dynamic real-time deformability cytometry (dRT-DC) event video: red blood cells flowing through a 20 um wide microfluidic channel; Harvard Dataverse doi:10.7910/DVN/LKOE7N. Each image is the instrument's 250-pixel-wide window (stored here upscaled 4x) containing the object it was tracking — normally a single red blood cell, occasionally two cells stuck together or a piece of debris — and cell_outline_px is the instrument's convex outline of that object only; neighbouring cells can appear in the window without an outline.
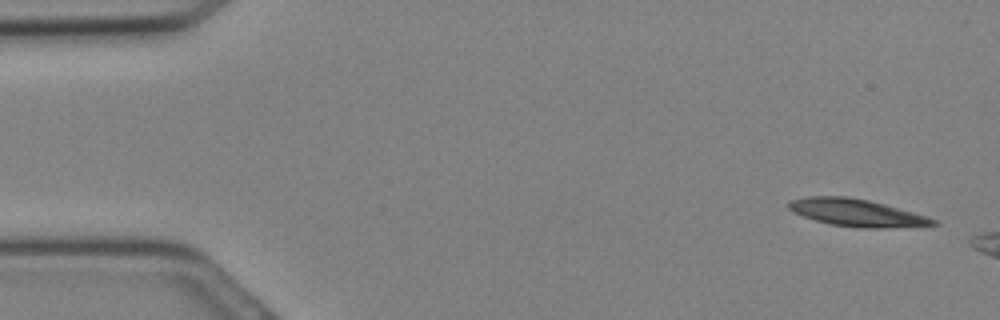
{"species": "Egyptian fruit bat (a non-hibernating species)", "species_latin": "Rousettus aegyptiacus", "temperature_condition": "cold", "stored_images_in_passage": 6, "camera_frame_rate_fps": 3000, "um_per_image_px": 0.085, "animal": {"sex": "female"}, "frame": {"image": 1, "passage_image": 2, "time_ms": 0.333, "image_size_px": [1000, 320], "cell_outline_px": [[940, 224], [880, 228], [860, 228], [828, 224], [792, 212], [788, 208], [788, 200], [808, 196], [848, 196], [868, 200], [884, 204], [928, 216], [936, 220]], "centroid_in_image_um": [72.77, 18.07], "position_along_channel_um": 12.2, "area_um2": 22.95}}